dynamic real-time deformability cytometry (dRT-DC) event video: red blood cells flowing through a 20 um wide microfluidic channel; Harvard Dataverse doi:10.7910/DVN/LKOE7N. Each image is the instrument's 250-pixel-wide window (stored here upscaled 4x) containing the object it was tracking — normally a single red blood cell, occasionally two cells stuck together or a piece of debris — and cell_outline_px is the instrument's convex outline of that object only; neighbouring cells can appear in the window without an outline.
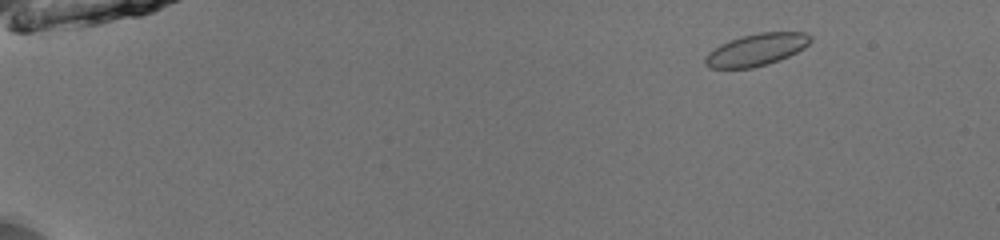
{"species": "common noctule bat (a hibernating species)", "species_latin": "Nyctalus noctula", "temperature_condition": "room temperature", "stored_images_in_passage": 44, "camera_frame_rate_fps": 3000, "um_per_image_px": 0.085, "animal": {"sex": "male", "body_mass_g": 13.0, "forearm_length_mm": 53.1}, "frame": {"image": 1, "passage_image": 4, "time_ms": 1.0, "image_size_px": [1000, 240], "cell_outline_px": [[812, 40], [804, 48], [780, 60], [768, 64], [752, 68], [708, 68], [704, 64], [704, 56], [708, 52], [720, 44], [744, 36], [760, 32], [804, 32], [812, 36]], "centroid_in_image_um": [64.29, 4.23], "position_along_channel_um": 20.7, "area_um2": 19.71}}
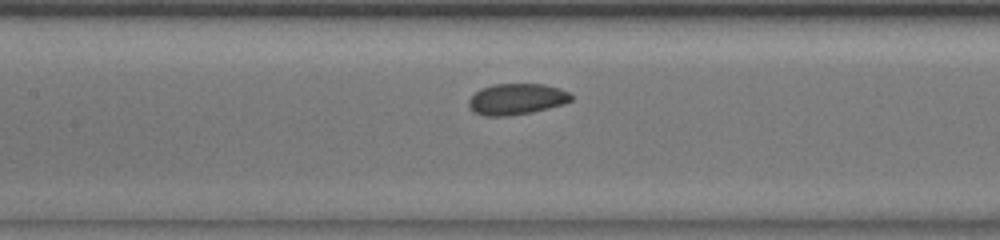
{"frame": {"image": 2, "passage_image": 24, "time_ms": 7.667, "image_size_px": [1000, 240], "cell_outline_px": [[572, 100], [564, 104], [532, 112], [508, 116], [484, 116], [472, 112], [468, 108], [468, 100], [480, 88], [496, 84], [544, 84], [560, 88], [568, 92], [572, 96]], "centroid_in_image_um": [43.88, 8.43], "position_along_channel_um": 163.5, "area_um2": 18.73}}
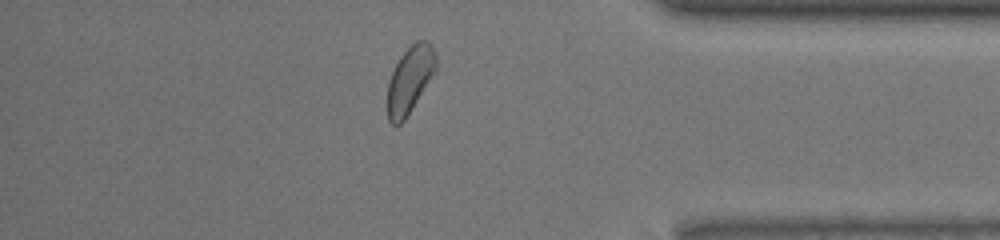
{"frame": {"image": 3, "passage_image": 43, "time_ms": 14.0, "image_size_px": [1000, 240], "cell_outline_px": [[436, 72], [404, 120], [400, 124], [392, 124], [388, 120], [388, 80], [400, 56], [416, 40], [428, 40], [436, 52]], "centroid_in_image_um": [34.86, 6.74], "position_along_channel_um": 400.3, "area_um2": 18.84}, "authors_computed_cell_mechanics": {"area_um2": 19.074, "velocity_mm_per_s": 4.0081, "shape_relaxation_time_tau1_ms": 5.5545, "shape_relaxation_time_tau2_ms": null, "deformation_change_tau1": 0.0603, "deformation_change_tau2": null}}